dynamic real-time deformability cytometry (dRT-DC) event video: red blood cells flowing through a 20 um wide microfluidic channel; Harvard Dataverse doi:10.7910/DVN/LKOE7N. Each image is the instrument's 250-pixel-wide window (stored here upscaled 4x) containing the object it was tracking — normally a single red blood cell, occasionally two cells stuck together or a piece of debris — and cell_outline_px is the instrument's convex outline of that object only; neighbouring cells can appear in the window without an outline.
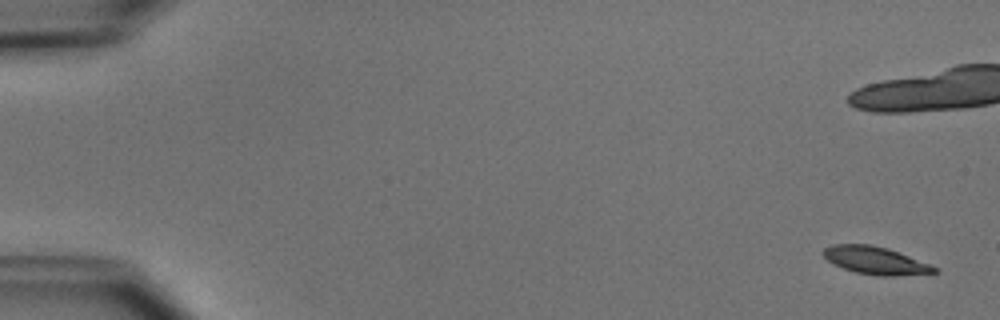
{"species": "common noctule bat (a hibernating species)", "species_latin": "Nyctalus noctula", "temperature_condition": "cold", "stored_images_in_passage": 7, "camera_frame_rate_fps": 3000, "um_per_image_px": 0.085, "animal": {"sex": "male", "body_mass_g": 15.6}, "frame": {"image": 1, "passage_image": 1, "time_ms": 0.0, "image_size_px": [1000, 320], "cell_outline_px": [[940, 272], [892, 276], [880, 276], [856, 272], [844, 268], [828, 260], [820, 252], [824, 248], [832, 244], [872, 244], [888, 248], [940, 268]], "centroid_in_image_um": [74.43, 22.13], "position_along_channel_um": 10.6, "area_um2": 17.86}}